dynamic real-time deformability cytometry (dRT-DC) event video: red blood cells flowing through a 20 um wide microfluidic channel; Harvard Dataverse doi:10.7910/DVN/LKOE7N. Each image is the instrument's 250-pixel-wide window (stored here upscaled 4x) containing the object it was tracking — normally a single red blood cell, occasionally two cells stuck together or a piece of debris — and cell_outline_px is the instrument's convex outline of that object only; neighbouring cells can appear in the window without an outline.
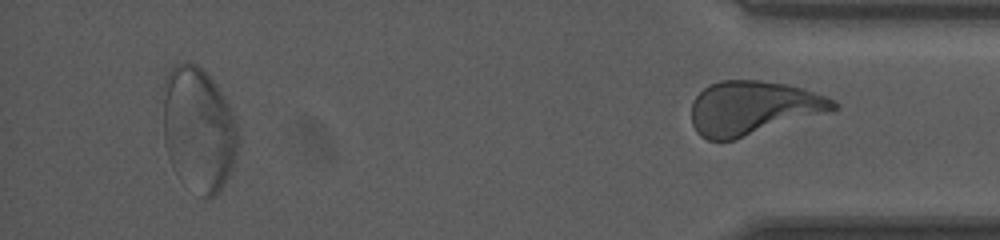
{"species": "human", "species_latin": "Homo sapiens", "temperature_condition": "room temperature", "stored_images_in_passage": 48, "segment_of_instrument_passage": [2, 2], "camera_frame_rate_fps": 3000, "um_per_image_px": 0.085, "donor": {"sex": "female"}, "frame": {"image": 1, "passage_image": 48, "time_ms": 15.667, "image_size_px": [1000, 240], "cell_outline_px": [[836, 108], [828, 112], [732, 140], [708, 140], [700, 136], [696, 132], [692, 124], [692, 100], [708, 84], [720, 80], [760, 80], [784, 84], [800, 88], [824, 96], [832, 100], [836, 104]], "centroid_in_image_um": [63.93, 9.17], "position_along_channel_um": 371.3, "area_um2": 43.99}}